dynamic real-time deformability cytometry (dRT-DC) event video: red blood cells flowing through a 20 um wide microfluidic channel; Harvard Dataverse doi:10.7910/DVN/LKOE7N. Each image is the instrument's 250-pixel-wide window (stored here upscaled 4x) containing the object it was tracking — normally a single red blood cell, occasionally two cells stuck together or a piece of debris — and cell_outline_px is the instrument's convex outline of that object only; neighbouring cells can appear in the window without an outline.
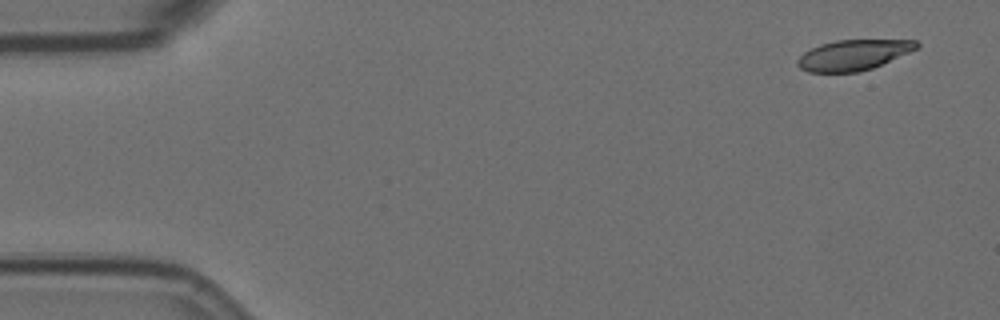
{"species": "Egyptian fruit bat (a non-hibernating species)", "species_latin": "Rousettus aegyptiacus", "temperature_condition": "room temperature", "stored_images_in_passage": 8, "camera_frame_rate_fps": 3000, "um_per_image_px": 0.085, "animal": {"sex": "female"}, "frame": {"image": 1, "passage_image": 1, "time_ms": 0.0, "image_size_px": [1000, 320], "cell_outline_px": [[920, 44], [916, 48], [908, 52], [872, 68], [856, 72], [808, 72], [800, 68], [796, 64], [796, 60], [804, 52], [820, 44], [836, 40], [916, 40]], "centroid_in_image_um": [72.48, 4.67], "position_along_channel_um": 12.5, "area_um2": 20.87}}
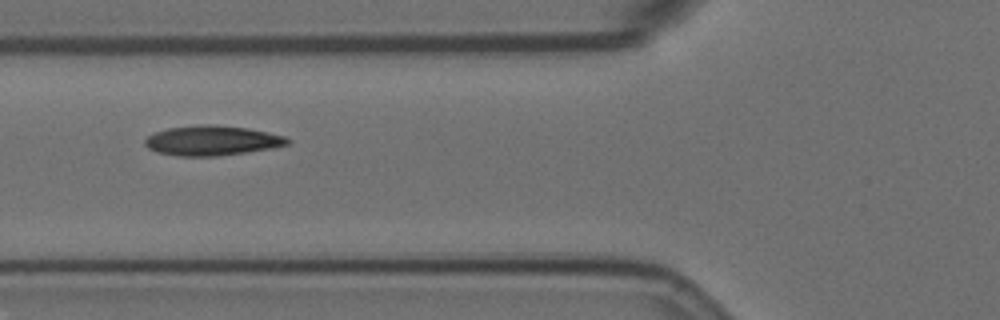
{"frame": {"image": 2, "passage_image": 6, "time_ms": 6.0, "image_size_px": [1000, 320], "cell_outline_px": [[292, 140], [288, 144], [272, 148], [216, 156], [176, 156], [156, 152], [148, 148], [144, 144], [144, 140], [148, 136], [156, 132], [168, 128], [204, 124], [208, 124], [248, 128], [284, 136]], "centroid_in_image_um": [18.0, 11.95], "position_along_channel_um": 107.8, "area_um2": 24.62}}
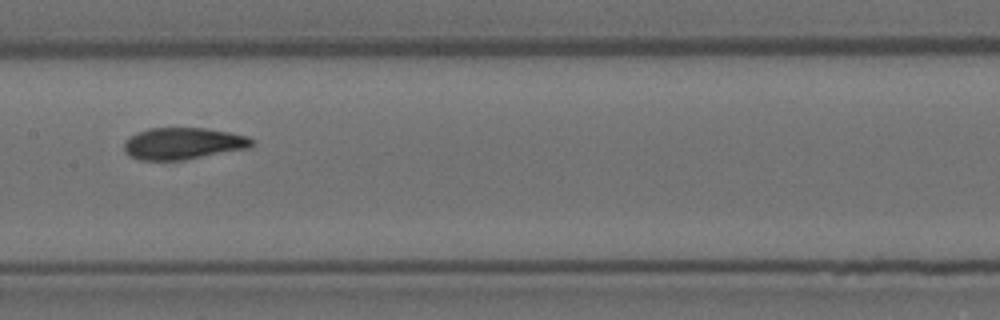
{"frame": {"image": 3, "passage_image": 8, "time_ms": 8.333, "image_size_px": [1000, 320], "cell_outline_px": [[252, 144], [248, 148], [184, 160], [140, 160], [124, 152], [124, 144], [136, 132], [148, 128], [208, 128], [248, 136], [252, 140]], "centroid_in_image_um": [15.55, 12.19], "position_along_channel_um": 191.8, "area_um2": 23.47}}